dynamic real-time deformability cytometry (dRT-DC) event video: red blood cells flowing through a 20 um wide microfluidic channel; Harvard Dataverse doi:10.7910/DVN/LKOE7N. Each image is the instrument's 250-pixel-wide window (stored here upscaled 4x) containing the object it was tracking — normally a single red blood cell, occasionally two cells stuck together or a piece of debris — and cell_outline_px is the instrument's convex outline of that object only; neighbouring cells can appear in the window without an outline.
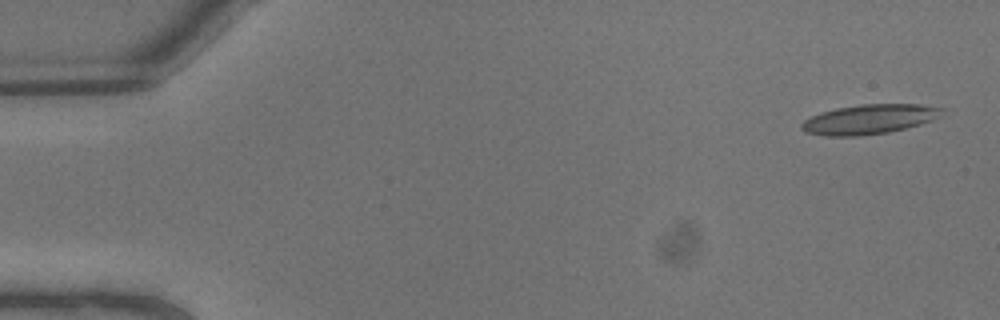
{"species": "common noctule bat (a hibernating species)", "species_latin": "Nyctalus noctula", "temperature_condition": "warm", "stored_images_in_passage": 9, "camera_frame_rate_fps": 3000, "um_per_image_px": 0.085, "animal": {"sex": "male", "body_mass_g": 13.3}, "frame": {"image": 1, "passage_image": 1, "time_ms": 0.0, "image_size_px": [1000, 320], "cell_outline_px": [[944, 108], [932, 120], [920, 124], [888, 132], [860, 136], [824, 136], [804, 132], [800, 128], [800, 124], [804, 120], [812, 116], [836, 108], [860, 104], [920, 104]], "centroid_in_image_um": [73.82, 10.14], "position_along_channel_um": 11.2, "area_um2": 24.04}}
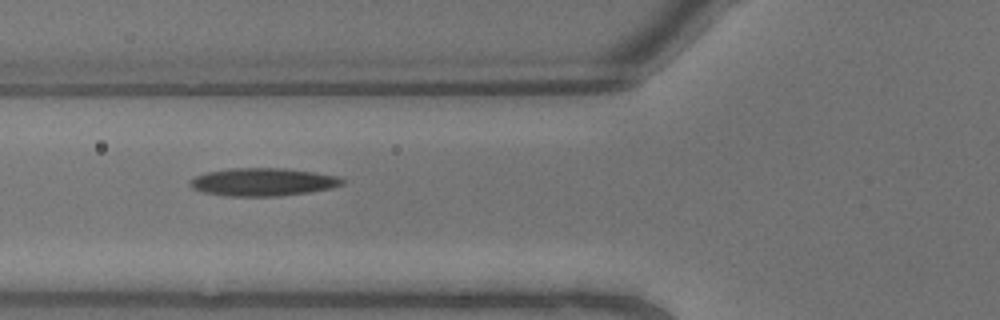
{"frame": {"image": 2, "passage_image": 8, "time_ms": 2.333, "image_size_px": [1000, 320], "cell_outline_px": [[344, 184], [332, 188], [312, 192], [280, 196], [224, 196], [204, 192], [192, 188], [188, 184], [188, 180], [196, 176], [208, 172], [232, 168], [284, 168], [312, 172], [336, 176], [344, 180]], "centroid_in_image_um": [22.33, 15.48], "position_along_channel_um": 103.5, "area_um2": 24.8}}
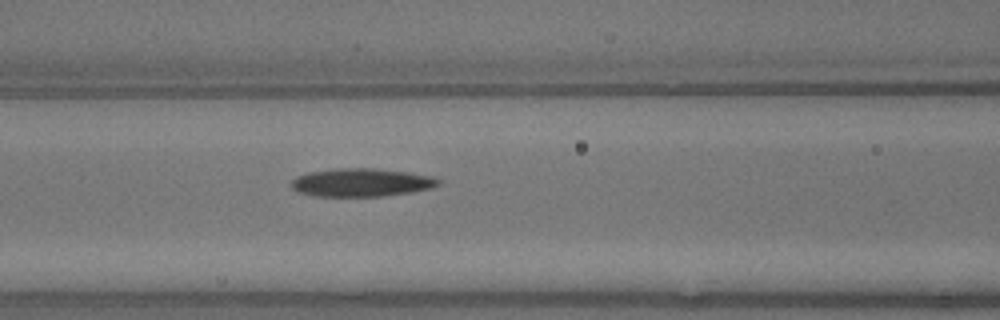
{"frame": {"image": 3, "passage_image": 9, "time_ms": 2.667, "image_size_px": [1000, 320], "cell_outline_px": [[440, 184], [432, 188], [412, 192], [384, 196], [312, 196], [296, 192], [288, 184], [296, 176], [308, 172], [340, 168], [376, 168], [408, 172], [436, 176], [440, 180]], "centroid_in_image_um": [30.71, 15.51], "position_along_channel_um": 135.9, "area_um2": 24.57}}